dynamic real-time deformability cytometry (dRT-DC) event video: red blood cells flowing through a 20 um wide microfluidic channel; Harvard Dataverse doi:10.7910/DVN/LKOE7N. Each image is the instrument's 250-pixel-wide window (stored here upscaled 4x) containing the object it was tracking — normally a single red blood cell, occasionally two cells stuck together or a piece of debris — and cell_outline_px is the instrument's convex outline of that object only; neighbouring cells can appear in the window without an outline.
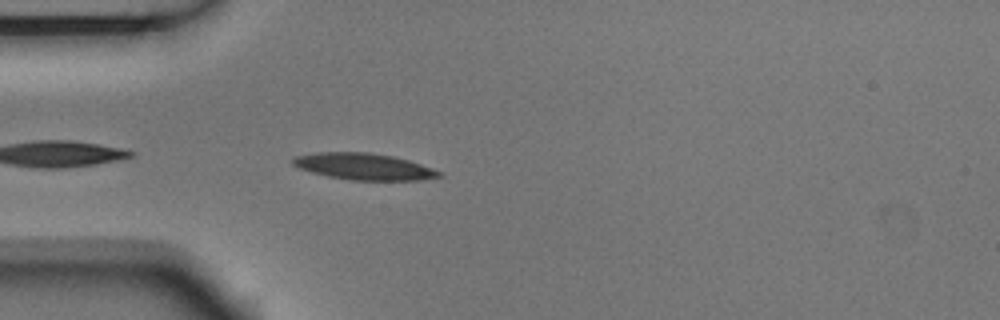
{"species": "Egyptian fruit bat (a non-hibernating species)", "species_latin": "Rousettus aegyptiacus", "temperature_condition": "room temperature", "stored_images_in_passage": 5, "camera_frame_rate_fps": 3000, "um_per_image_px": 0.085, "animal": {"sex": "male"}, "frame": {"image": 1, "passage_image": 5, "time_ms": 1.333, "image_size_px": [1000, 320], "cell_outline_px": [[444, 176], [420, 180], [352, 180], [328, 176], [312, 172], [300, 168], [292, 164], [292, 160], [296, 156], [316, 152], [368, 152], [392, 156], [408, 160], [444, 172]], "centroid_in_image_um": [30.97, 14.15], "position_along_channel_um": 54.0, "area_um2": 22.54}}